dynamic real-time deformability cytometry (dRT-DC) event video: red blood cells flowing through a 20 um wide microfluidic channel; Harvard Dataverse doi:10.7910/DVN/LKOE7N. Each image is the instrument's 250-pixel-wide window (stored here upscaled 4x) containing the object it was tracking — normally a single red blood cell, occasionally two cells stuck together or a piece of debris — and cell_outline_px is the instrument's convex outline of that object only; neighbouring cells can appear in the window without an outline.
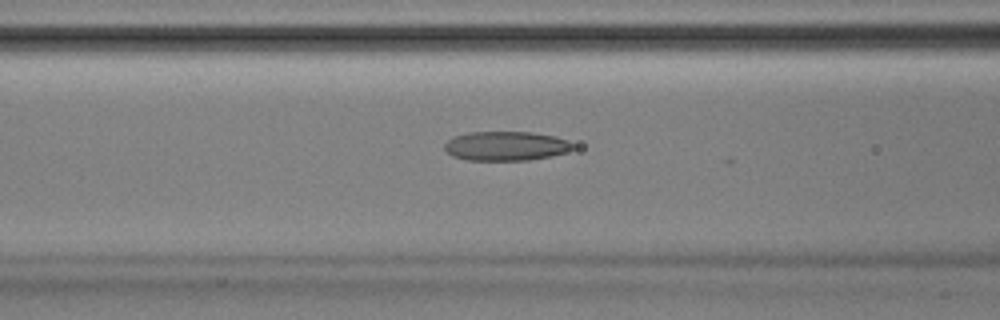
{"species": "Egyptian fruit bat (a non-hibernating species)", "species_latin": "Rousettus aegyptiacus", "temperature_condition": "room temperature", "stored_images_in_passage": 16, "camera_frame_rate_fps": 3000, "um_per_image_px": 0.085, "animal": {"sex": "male"}, "frame": {"image": 1, "passage_image": 13, "time_ms": 4.0, "image_size_px": [1000, 320], "cell_outline_px": [[572, 148], [568, 152], [552, 156], [528, 160], [464, 160], [452, 156], [444, 148], [444, 144], [452, 136], [468, 132], [532, 132], [556, 136], [568, 140], [572, 144]], "centroid_in_image_um": [42.99, 12.41], "position_along_channel_um": 123.6, "area_um2": 22.08}}